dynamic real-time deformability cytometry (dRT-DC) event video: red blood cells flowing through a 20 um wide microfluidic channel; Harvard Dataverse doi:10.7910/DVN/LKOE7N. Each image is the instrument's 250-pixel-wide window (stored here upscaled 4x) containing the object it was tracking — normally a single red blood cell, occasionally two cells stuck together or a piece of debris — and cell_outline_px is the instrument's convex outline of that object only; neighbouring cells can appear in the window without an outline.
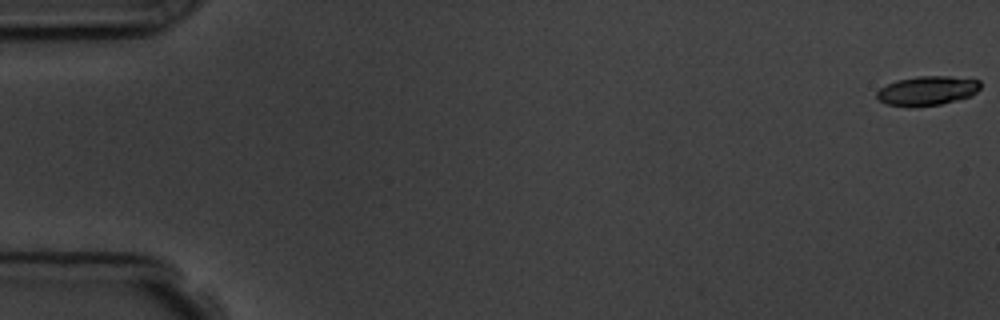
{"species": "common noctule bat (a hibernating species)", "species_latin": "Nyctalus noctula", "temperature_condition": "room temperature", "stored_images_in_passage": 6, "camera_frame_rate_fps": 3000, "um_per_image_px": 0.085, "animal": {"sex": "male", "body_mass_g": 19.5, "forearm_length_mm": 54.6}, "frame": {"image": 1, "passage_image": 1, "time_ms": 0.0, "image_size_px": [1000, 320], "cell_outline_px": [[980, 88], [972, 96], [940, 104], [908, 108], [888, 104], [880, 100], [876, 96], [876, 92], [880, 88], [896, 80], [916, 76], [948, 76], [980, 80]], "centroid_in_image_um": [78.8, 7.71], "position_along_channel_um": 6.2, "area_um2": 17.8}}
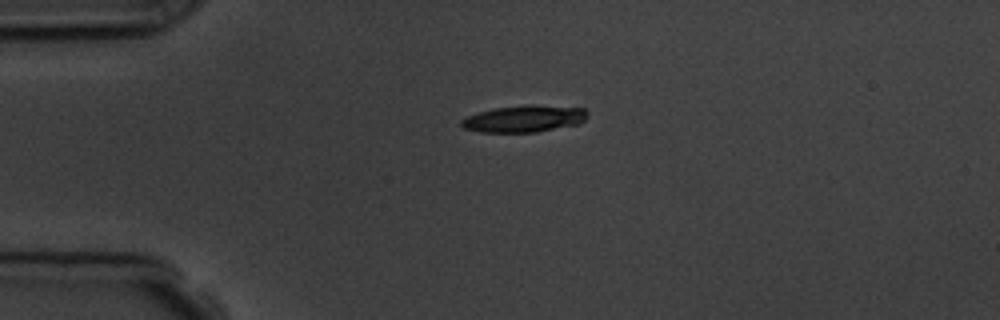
{"frame": {"image": 2, "passage_image": 4, "time_ms": 4.333, "image_size_px": [1000, 320], "cell_outline_px": [[588, 112], [584, 120], [580, 124], [536, 132], [484, 132], [464, 128], [460, 124], [460, 120], [468, 116], [492, 108], [584, 108]], "centroid_in_image_um": [44.51, 10.16], "position_along_channel_um": 40.5, "area_um2": 18.38}}